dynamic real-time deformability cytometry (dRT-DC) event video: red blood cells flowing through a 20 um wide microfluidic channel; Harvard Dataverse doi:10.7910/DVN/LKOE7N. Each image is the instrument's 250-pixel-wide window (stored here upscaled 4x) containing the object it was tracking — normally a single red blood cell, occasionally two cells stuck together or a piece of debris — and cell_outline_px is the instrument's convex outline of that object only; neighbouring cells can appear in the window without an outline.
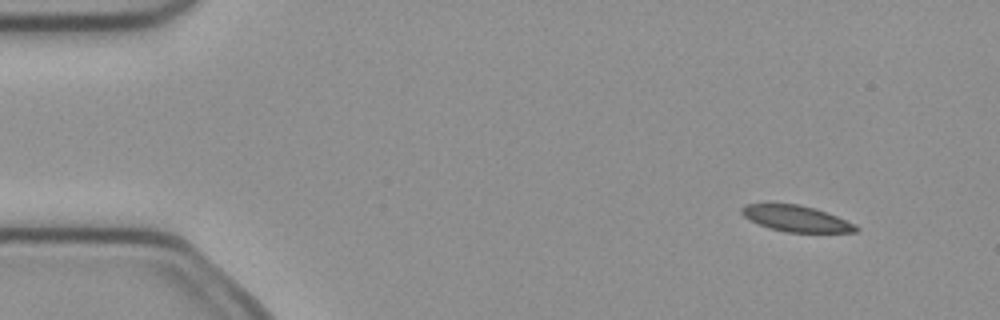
{"species": "common noctule bat (a hibernating species)", "species_latin": "Nyctalus noctula", "temperature_condition": "cold", "stored_images_in_passage": 4, "camera_frame_rate_fps": 3000, "um_per_image_px": 0.085, "animal": {"sex": "female", "body_mass_g": 21.9}, "frame": {"image": 1, "passage_image": 2, "time_ms": 0.333, "image_size_px": [1000, 320], "cell_outline_px": [[860, 232], [784, 232], [768, 228], [744, 216], [740, 212], [740, 208], [744, 204], [796, 204], [816, 208], [828, 212], [856, 224], [860, 228]], "centroid_in_image_um": [67.73, 18.58], "position_along_channel_um": 17.3, "area_um2": 17.46}}